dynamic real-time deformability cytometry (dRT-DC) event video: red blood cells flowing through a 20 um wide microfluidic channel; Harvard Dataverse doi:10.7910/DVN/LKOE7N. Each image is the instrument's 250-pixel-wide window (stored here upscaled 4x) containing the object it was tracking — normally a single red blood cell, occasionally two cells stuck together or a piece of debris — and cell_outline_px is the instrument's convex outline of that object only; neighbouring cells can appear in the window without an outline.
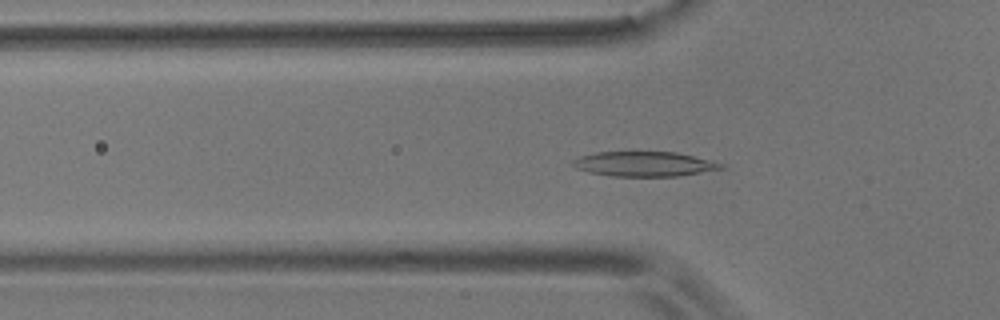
{"species": "common noctule bat (a hibernating species)", "species_latin": "Nyctalus noctula", "temperature_condition": "room temperature", "stored_images_in_passage": 21, "camera_frame_rate_fps": 3000, "um_per_image_px": 0.085, "animal": {"sex": "male", "body_mass_g": 17.9}, "frame": {"image": 1, "passage_image": 12, "time_ms": 3.667, "image_size_px": [1000, 320], "cell_outline_px": [[728, 168], [680, 176], [612, 176], [588, 172], [576, 168], [572, 164], [572, 160], [580, 156], [596, 152], [676, 152], [724, 164]], "centroid_in_image_um": [54.77, 13.94], "position_along_channel_um": 71.0, "area_um2": 21.44}}
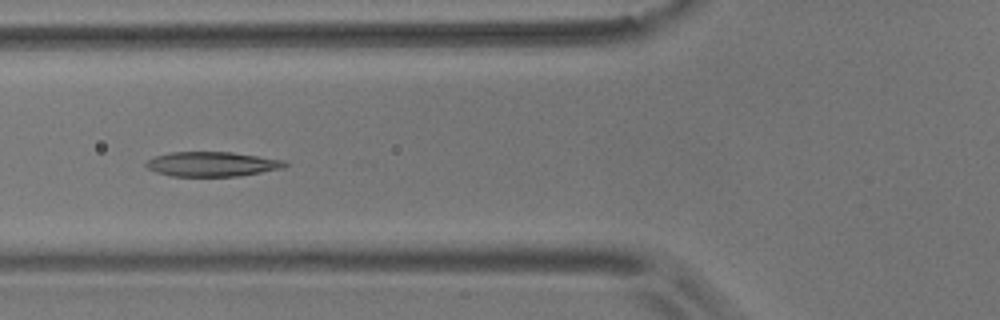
{"frame": {"image": 2, "passage_image": 15, "time_ms": 4.667, "image_size_px": [1000, 320], "cell_outline_px": [[288, 164], [284, 168], [240, 176], [172, 176], [156, 172], [148, 168], [144, 164], [148, 160], [156, 156], [172, 152], [232, 152], [284, 160]], "centroid_in_image_um": [18.04, 13.95], "position_along_channel_um": 107.8, "area_um2": 19.88}}
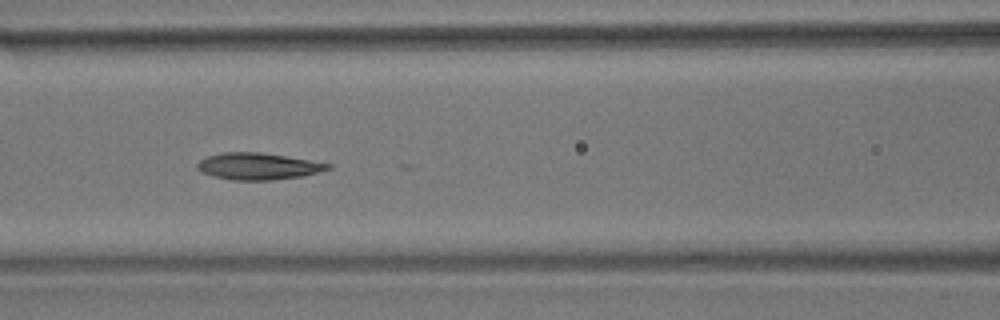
{"frame": {"image": 3, "passage_image": 18, "time_ms": 5.667, "image_size_px": [1000, 320], "cell_outline_px": [[332, 168], [300, 176], [272, 180], [232, 180], [200, 172], [196, 168], [196, 164], [200, 160], [208, 156], [224, 152], [260, 152], [332, 164]], "centroid_in_image_um": [21.89, 14.13], "position_along_channel_um": 144.7, "area_um2": 20.06}}